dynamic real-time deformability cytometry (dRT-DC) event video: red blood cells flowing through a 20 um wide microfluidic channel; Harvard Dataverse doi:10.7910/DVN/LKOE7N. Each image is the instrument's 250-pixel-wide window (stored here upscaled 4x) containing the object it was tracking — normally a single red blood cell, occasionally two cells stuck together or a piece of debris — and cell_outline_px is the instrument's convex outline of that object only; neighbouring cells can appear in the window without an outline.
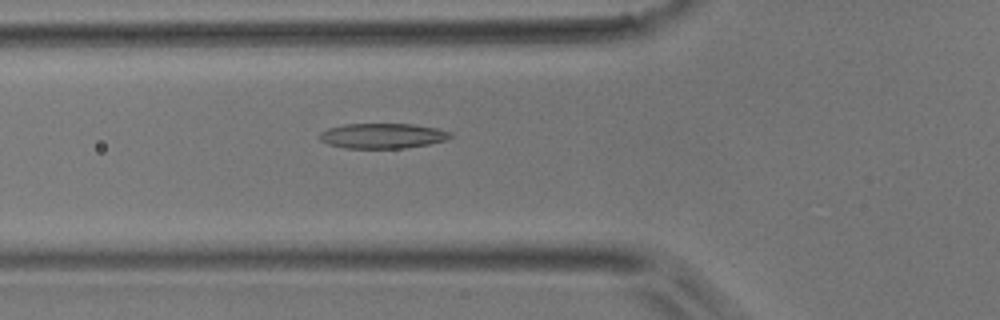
{"species": "common noctule bat (a hibernating species)", "species_latin": "Nyctalus noctula", "temperature_condition": "room temperature", "stored_images_in_passage": 27, "camera_frame_rate_fps": 3000, "um_per_image_px": 0.085, "animal": {"sex": "male", "body_mass_g": 17.9}, "frame": {"image": 1, "passage_image": 11, "time_ms": 3.333, "image_size_px": [1000, 320], "cell_outline_px": [[452, 136], [448, 140], [428, 144], [404, 148], [344, 148], [328, 144], [320, 140], [320, 132], [328, 128], [344, 124], [412, 124], [436, 128], [452, 132]], "centroid_in_image_um": [32.53, 11.54], "position_along_channel_um": 93.3, "area_um2": 19.19}}
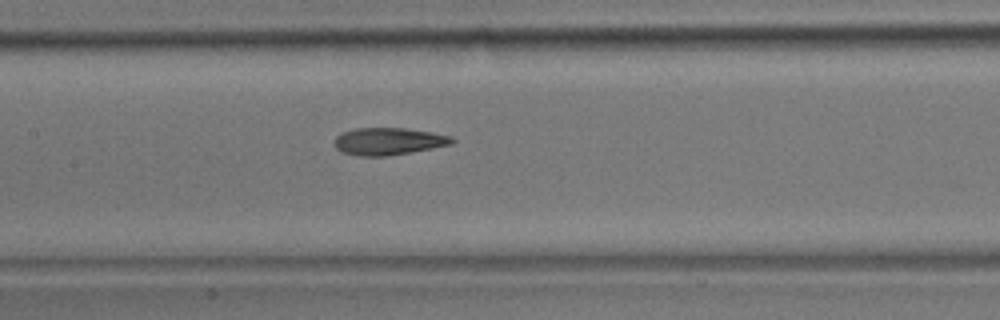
{"frame": {"image": 2, "passage_image": 17, "time_ms": 5.333, "image_size_px": [1000, 320], "cell_outline_px": [[456, 140], [452, 144], [432, 148], [384, 156], [360, 156], [340, 152], [336, 148], [336, 136], [344, 132], [356, 128], [404, 128], [432, 132], [452, 136]], "centroid_in_image_um": [33.04, 12.01], "position_along_channel_um": 174.4, "area_um2": 18.5}}
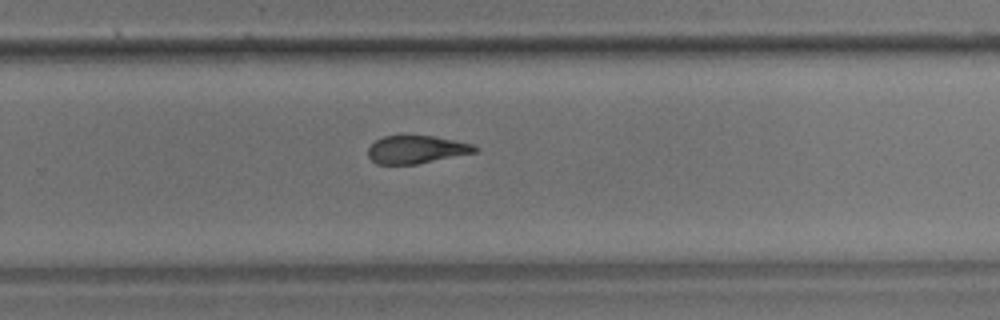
{"frame": {"image": 3, "passage_image": 26, "time_ms": 8.333, "image_size_px": [1000, 320], "cell_outline_px": [[480, 148], [476, 152], [416, 164], [376, 164], [368, 156], [368, 148], [376, 140], [384, 136], [432, 136], [472, 144]], "centroid_in_image_um": [35.38, 12.71], "position_along_channel_um": 294.4, "area_um2": 17.11}}